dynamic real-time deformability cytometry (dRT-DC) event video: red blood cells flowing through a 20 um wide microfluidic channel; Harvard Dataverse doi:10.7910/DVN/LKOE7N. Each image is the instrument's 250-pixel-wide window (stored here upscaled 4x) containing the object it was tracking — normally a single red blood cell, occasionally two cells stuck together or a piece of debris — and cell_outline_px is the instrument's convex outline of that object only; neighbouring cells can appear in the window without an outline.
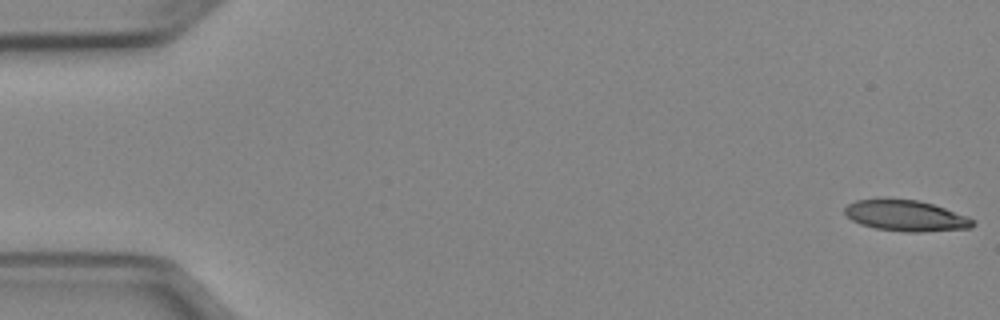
{"species": "Egyptian fruit bat (a non-hibernating species)", "species_latin": "Rousettus aegyptiacus", "temperature_condition": "cold", "stored_images_in_passage": 12, "camera_frame_rate_fps": 3000, "um_per_image_px": 0.085, "animal": {"sex": "female"}, "frame": {"image": 1, "passage_image": 1, "time_ms": 0.0, "image_size_px": [1000, 320], "cell_outline_px": [[976, 224], [972, 228], [920, 232], [904, 232], [876, 228], [860, 224], [852, 220], [844, 212], [844, 208], [848, 204], [856, 200], [880, 196], [920, 200], [968, 216], [976, 220]], "centroid_in_image_um": [76.99, 18.3], "position_along_channel_um": 8.0, "area_um2": 23.81}}